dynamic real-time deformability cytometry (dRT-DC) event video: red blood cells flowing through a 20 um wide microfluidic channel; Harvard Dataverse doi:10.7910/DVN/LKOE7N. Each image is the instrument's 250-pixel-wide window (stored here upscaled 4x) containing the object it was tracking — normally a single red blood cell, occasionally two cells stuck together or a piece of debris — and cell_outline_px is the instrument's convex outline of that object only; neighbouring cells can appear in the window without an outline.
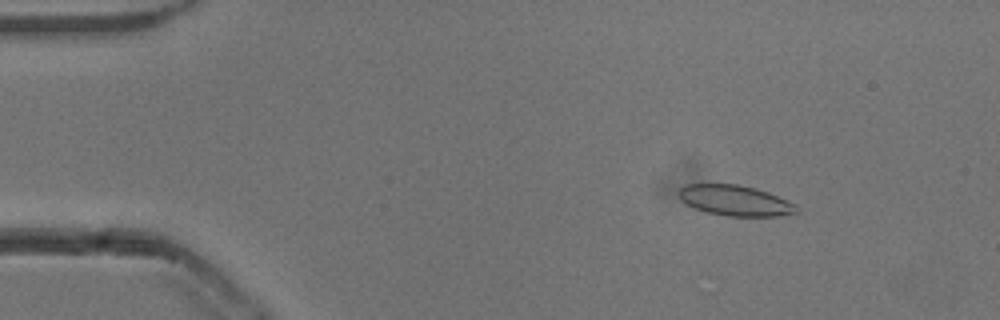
{"species": "common noctule bat (a hibernating species)", "species_latin": "Nyctalus noctula", "temperature_condition": "cold", "stored_images_in_passage": 53, "camera_frame_rate_fps": 3000, "um_per_image_px": 0.085, "animal": {"sex": "male", "body_mass_g": 13.3}, "frame": {"image": 1, "passage_image": 7, "time_ms": 2.0, "image_size_px": [1000, 320], "cell_outline_px": [[800, 212], [776, 216], [728, 216], [708, 212], [696, 208], [680, 200], [676, 192], [684, 184], [736, 184], [756, 188], [768, 192], [796, 204]], "centroid_in_image_um": [62.48, 17.03], "position_along_channel_um": 22.5, "area_um2": 20.98}}
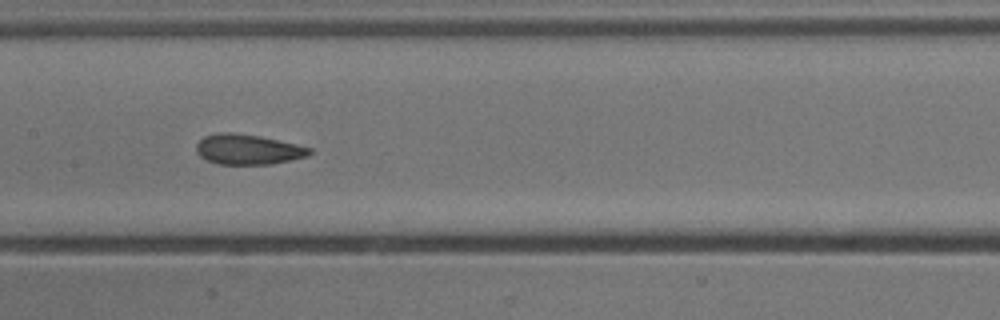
{"frame": {"image": 2, "passage_image": 26, "time_ms": 8.333, "image_size_px": [1000, 320], "cell_outline_px": [[312, 152], [308, 156], [272, 164], [216, 164], [200, 156], [196, 152], [196, 144], [204, 136], [220, 132], [232, 132], [260, 136], [296, 144], [312, 148]], "centroid_in_image_um": [21.07, 12.7], "position_along_channel_um": 186.3, "area_um2": 19.94}}
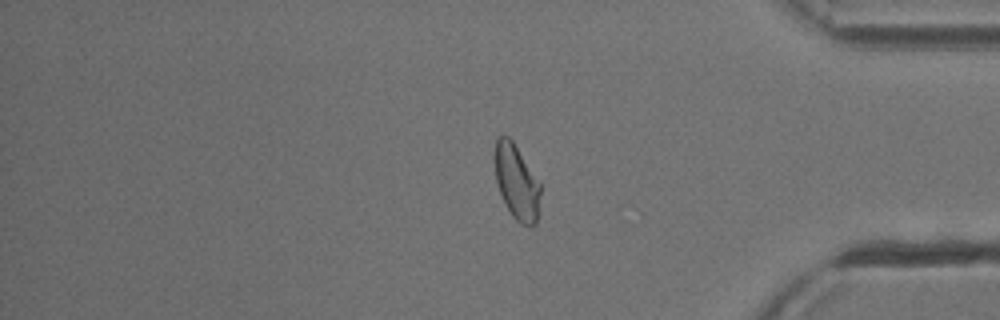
{"frame": {"image": 3, "passage_image": 44, "time_ms": 14.333, "image_size_px": [1000, 320], "cell_outline_px": [[540, 192], [536, 224], [532, 228], [520, 224], [512, 216], [504, 204], [496, 184], [492, 156], [496, 140], [504, 132], [512, 140], [540, 184]], "centroid_in_image_um": [43.85, 15.47], "position_along_channel_um": 391.4, "area_um2": 20.35}, "authors_computed_cell_mechanics": {"area_um2": 20.808, "velocity_mm_per_s": 3.8283, "shape_relaxation_time_tau1_ms": 5.43, "shape_relaxation_time_tau2_ms": 1.5475, "deformation_change_tau1": 0.116, "deformation_change_tau2": 0.0597}}